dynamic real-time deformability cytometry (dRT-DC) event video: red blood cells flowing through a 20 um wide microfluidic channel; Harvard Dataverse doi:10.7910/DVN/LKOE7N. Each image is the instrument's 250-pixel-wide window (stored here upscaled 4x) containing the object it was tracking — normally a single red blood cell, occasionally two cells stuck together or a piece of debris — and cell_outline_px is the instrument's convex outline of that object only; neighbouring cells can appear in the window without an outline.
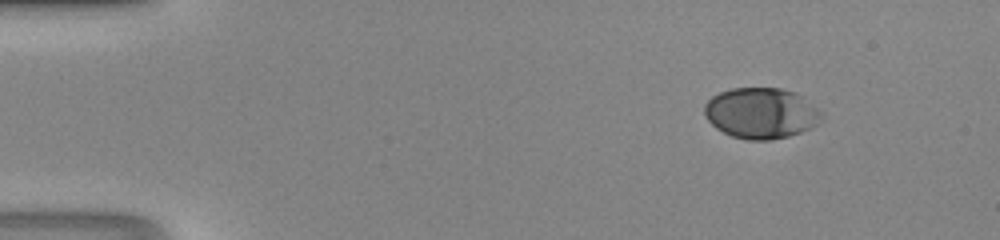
{"species": "human", "species_latin": "Homo sapiens", "temperature_condition": "room temperature", "stored_images_in_passage": 43, "camera_frame_rate_fps": 3000, "um_per_image_px": 0.085, "donor": {"sex": "male"}, "frame": {"image": 1, "passage_image": 1, "time_ms": 0.0, "image_size_px": [1000, 240], "cell_outline_px": [[824, 112], [816, 124], [812, 128], [788, 136], [772, 140], [748, 140], [732, 136], [716, 128], [704, 116], [704, 104], [712, 96], [720, 92], [732, 88], [780, 88], [796, 92]], "centroid_in_image_um": [64.69, 9.61], "position_along_channel_um": 20.3, "area_um2": 34.8}}
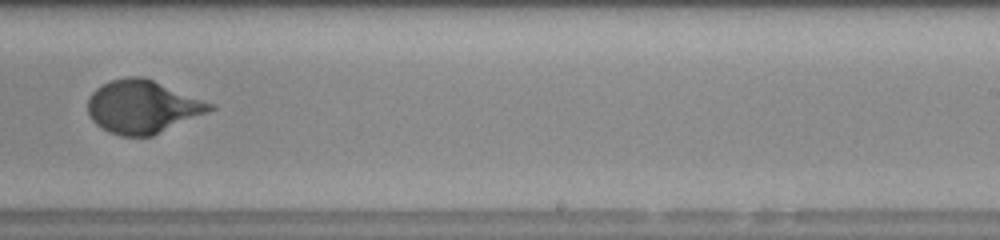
{"frame": {"image": 2, "passage_image": 26, "time_ms": 8.333, "image_size_px": [1000, 240], "cell_outline_px": [[216, 108], [152, 136], [120, 136], [108, 132], [100, 128], [92, 120], [88, 112], [88, 96], [96, 88], [112, 80], [128, 76], [144, 76], [216, 104]], "centroid_in_image_um": [12.11, 9.07], "position_along_channel_um": 276.9, "area_um2": 37.86}}
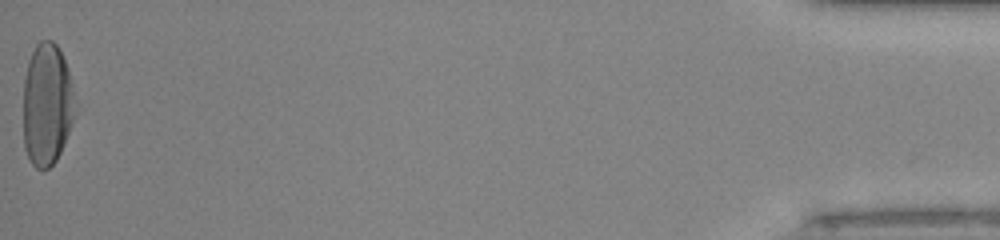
{"frame": {"image": 3, "passage_image": 43, "time_ms": 14.0, "image_size_px": [1000, 240], "cell_outline_px": [[76, 108], [72, 124], [64, 144], [56, 160], [48, 168], [36, 168], [32, 164], [24, 148], [24, 80], [28, 60], [36, 44], [40, 40], [52, 40], [56, 44], [68, 68]], "centroid_in_image_um": [3.99, 8.87], "position_along_channel_um": 431.2, "area_um2": 36.88}}